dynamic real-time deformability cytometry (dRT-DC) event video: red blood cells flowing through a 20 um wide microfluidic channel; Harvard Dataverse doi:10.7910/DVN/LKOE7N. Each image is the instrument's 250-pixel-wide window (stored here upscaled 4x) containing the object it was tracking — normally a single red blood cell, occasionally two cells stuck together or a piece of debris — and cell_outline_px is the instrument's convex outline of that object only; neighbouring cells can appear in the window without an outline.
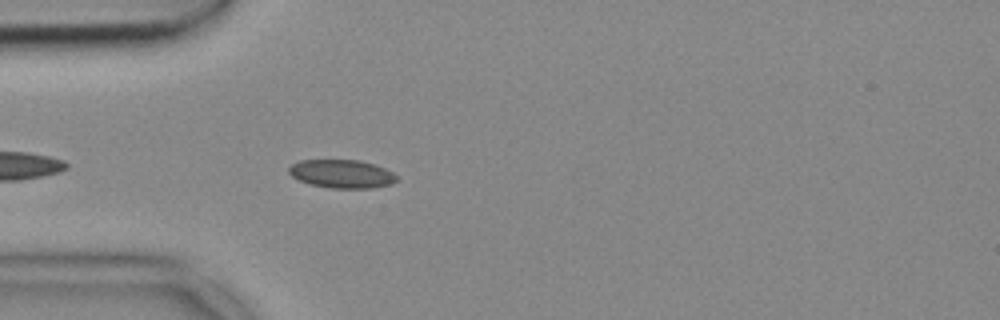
{"species": "common noctule bat (a hibernating species)", "species_latin": "Nyctalus noctula", "temperature_condition": "cold", "stored_images_in_passage": 43, "camera_frame_rate_fps": 3000, "um_per_image_px": 0.085, "animal": {"sex": "female", "body_mass_g": 18.4}, "frame": {"image": 1, "passage_image": 4, "time_ms": 1.0, "image_size_px": [1000, 320], "cell_outline_px": [[396, 180], [392, 184], [372, 188], [328, 188], [312, 184], [300, 180], [292, 176], [288, 172], [288, 168], [292, 164], [300, 160], [360, 160], [376, 164], [392, 172], [396, 176]], "centroid_in_image_um": [29.06, 14.77], "position_along_channel_um": 55.9, "area_um2": 17.8}}
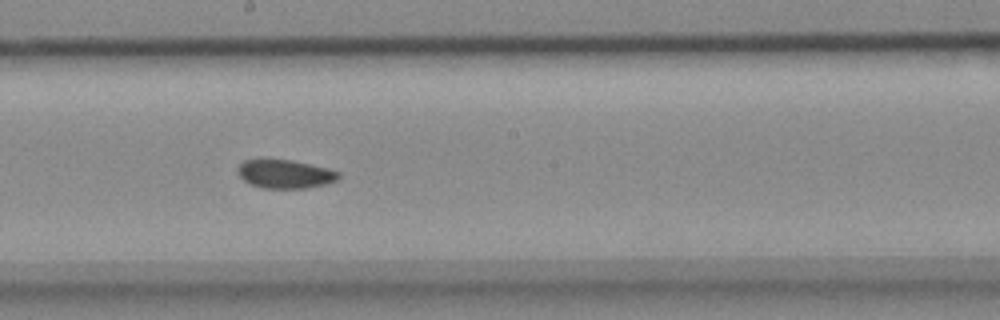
{"frame": {"image": 2, "passage_image": 18, "time_ms": 5.667, "image_size_px": [1000, 320], "cell_outline_px": [[340, 176], [336, 180], [324, 184], [304, 188], [260, 188], [244, 180], [236, 172], [240, 164], [244, 160], [292, 160], [328, 168], [340, 172]], "centroid_in_image_um": [24.23, 14.79], "position_along_channel_um": 224.0, "area_um2": 16.59}}
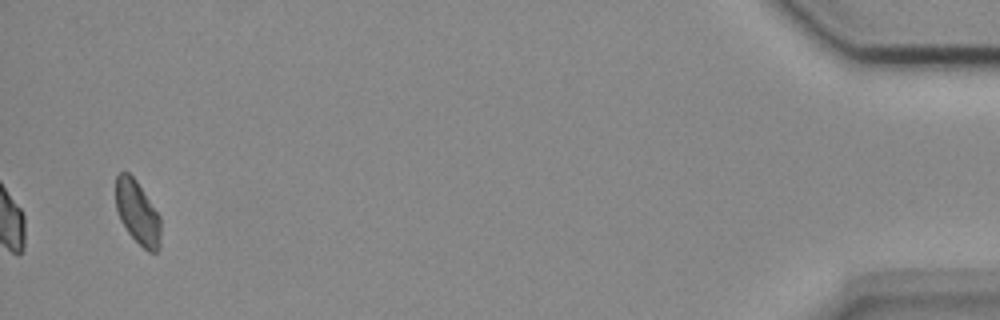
{"frame": {"image": 3, "passage_image": 41, "time_ms": 13.333, "image_size_px": [1000, 320], "cell_outline_px": [[160, 248], [156, 252], [148, 252], [128, 232], [120, 220], [116, 208], [116, 176], [120, 172], [128, 172], [136, 180], [160, 216]], "centroid_in_image_um": [11.69, 18.07], "position_along_channel_um": 423.5, "area_um2": 16.53}}